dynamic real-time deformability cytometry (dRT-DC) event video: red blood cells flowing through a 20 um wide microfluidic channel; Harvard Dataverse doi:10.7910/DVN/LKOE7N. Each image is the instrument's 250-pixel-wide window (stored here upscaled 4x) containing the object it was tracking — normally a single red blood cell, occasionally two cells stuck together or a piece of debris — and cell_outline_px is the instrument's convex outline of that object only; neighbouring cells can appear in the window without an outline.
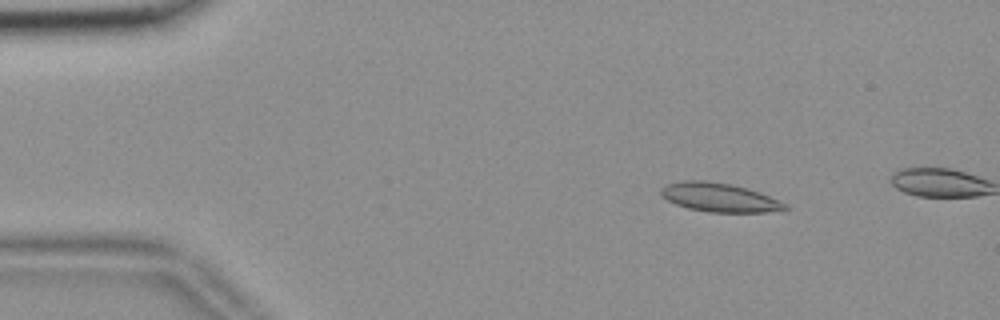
{"species": "common noctule bat (a hibernating species)", "species_latin": "Nyctalus noctula", "temperature_condition": "room temperature", "stored_images_in_passage": 13, "camera_frame_rate_fps": 3000, "um_per_image_px": 0.085, "animal": {"sex": "female", "body_mass_g": 18.4}, "frame": {"image": 1, "passage_image": 8, "time_ms": 2.333, "image_size_px": [1000, 320], "cell_outline_px": [[792, 208], [764, 212], [708, 212], [688, 208], [676, 204], [660, 196], [660, 188], [668, 184], [680, 180], [704, 180], [728, 184], [760, 192], [780, 200], [788, 204]], "centroid_in_image_um": [61.14, 16.78], "position_along_channel_um": 23.9, "area_um2": 20.87}}